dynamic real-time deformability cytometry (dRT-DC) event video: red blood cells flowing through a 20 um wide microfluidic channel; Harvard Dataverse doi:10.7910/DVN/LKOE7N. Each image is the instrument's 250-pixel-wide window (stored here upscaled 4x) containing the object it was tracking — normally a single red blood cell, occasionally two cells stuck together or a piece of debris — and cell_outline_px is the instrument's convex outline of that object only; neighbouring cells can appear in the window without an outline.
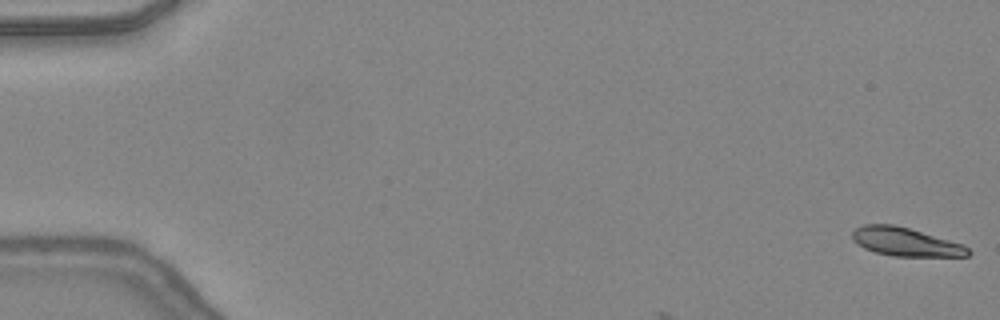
{"species": "common noctule bat (a hibernating species)", "species_latin": "Nyctalus noctula", "temperature_condition": "warm", "stored_images_in_passage": 8, "camera_frame_rate_fps": 3000, "um_per_image_px": 0.085, "animal": {"sex": "female", "body_mass_g": 24.6, "forearm_length_mm": 56.2}, "frame": {"image": 1, "passage_image": 1, "time_ms": 0.0, "image_size_px": [1000, 320], "cell_outline_px": [[972, 252], [968, 256], [892, 256], [876, 252], [864, 248], [852, 240], [852, 232], [856, 228], [864, 224], [892, 224], [908, 228], [964, 244]], "centroid_in_image_um": [76.97, 20.56], "position_along_channel_um": 8.0, "area_um2": 19.13}}